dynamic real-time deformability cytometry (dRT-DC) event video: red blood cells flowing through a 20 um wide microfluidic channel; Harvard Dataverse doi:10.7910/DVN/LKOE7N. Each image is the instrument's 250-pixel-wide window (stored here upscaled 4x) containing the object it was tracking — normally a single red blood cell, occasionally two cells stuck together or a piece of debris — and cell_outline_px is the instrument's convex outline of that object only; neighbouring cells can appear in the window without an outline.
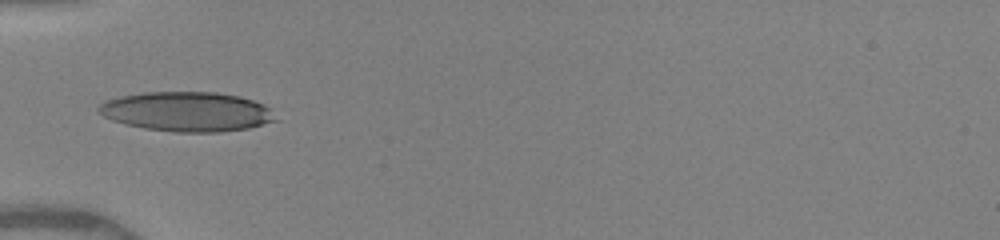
{"species": "human", "species_latin": "Homo sapiens", "temperature_condition": "warm", "stored_images_in_passage": 11, "camera_frame_rate_fps": 3000, "um_per_image_px": 0.085, "donor": {"sex": "female"}, "frame": {"image": 1, "passage_image": 10, "time_ms": 5.667, "image_size_px": [1000, 240], "cell_outline_px": [[280, 120], [248, 128], [220, 132], [172, 132], [144, 128], [124, 124], [112, 120], [104, 116], [96, 108], [100, 104], [108, 100], [120, 96], [144, 92], [216, 92], [240, 96], [264, 104]], "centroid_in_image_um": [15.91, 9.49], "position_along_channel_um": 69.1, "area_um2": 40.92}}